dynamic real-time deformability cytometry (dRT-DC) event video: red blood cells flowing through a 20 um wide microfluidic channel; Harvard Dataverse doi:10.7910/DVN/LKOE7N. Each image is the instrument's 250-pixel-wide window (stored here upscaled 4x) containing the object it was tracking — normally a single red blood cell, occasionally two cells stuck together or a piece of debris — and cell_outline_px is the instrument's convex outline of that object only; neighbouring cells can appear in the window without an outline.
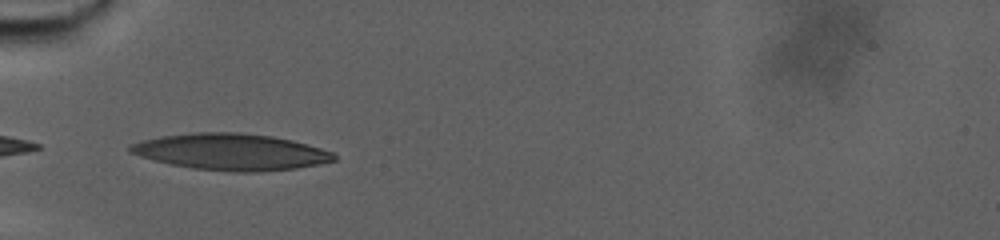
{"species": "human", "species_latin": "Homo sapiens", "temperature_condition": "warm", "stored_images_in_passage": 56, "camera_frame_rate_fps": 3000, "um_per_image_px": 0.085, "donor": {"sex": "male"}, "frame": {"image": 1, "passage_image": 1, "time_ms": 0.0, "image_size_px": [1000, 240], "cell_outline_px": [[336, 160], [320, 164], [296, 168], [260, 172], [232, 172], [192, 168], [172, 164], [140, 156], [128, 152], [128, 148], [132, 144], [140, 140], [160, 136], [196, 132], [240, 132], [272, 136], [292, 140], [320, 148], [332, 152], [336, 156]], "centroid_in_image_um": [19.63, 12.91], "position_along_channel_um": 65.4, "area_um2": 43.29}}
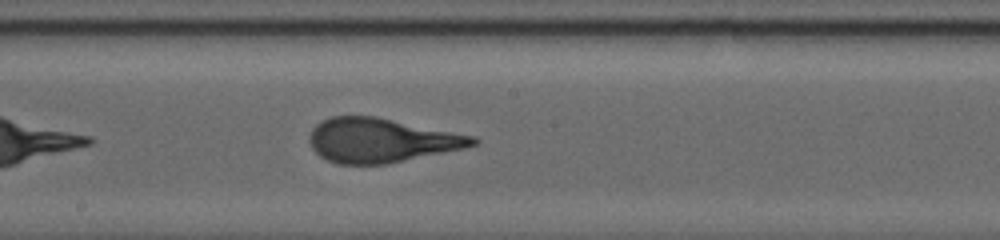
{"frame": {"image": 2, "passage_image": 20, "time_ms": 6.333, "image_size_px": [1000, 240], "cell_outline_px": [[480, 140], [476, 144], [464, 148], [388, 164], [336, 164], [320, 156], [312, 148], [308, 140], [308, 136], [312, 128], [320, 120], [332, 116], [376, 116], [476, 136]], "centroid_in_image_um": [32.38, 11.92], "position_along_channel_um": 215.8, "area_um2": 42.37}}
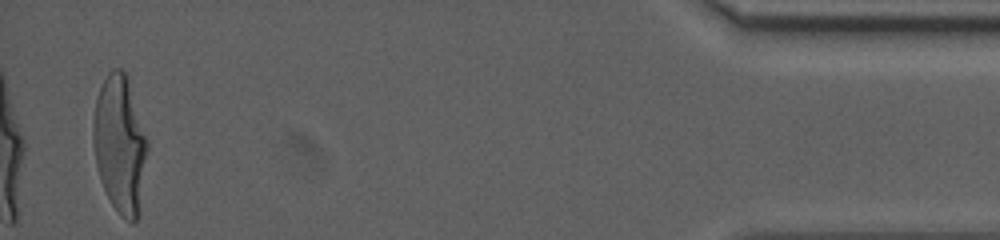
{"frame": {"image": 3, "passage_image": 54, "time_ms": 17.667, "image_size_px": [1000, 240], "cell_outline_px": [[148, 148], [140, 216], [132, 224], [124, 220], [120, 216], [112, 204], [100, 180], [96, 164], [92, 140], [92, 124], [96, 100], [100, 84], [108, 72], [112, 68], [120, 68], [128, 76], [148, 140]], "centroid_in_image_um": [10.21, 12.28], "position_along_channel_um": 425.0, "area_um2": 44.39}}